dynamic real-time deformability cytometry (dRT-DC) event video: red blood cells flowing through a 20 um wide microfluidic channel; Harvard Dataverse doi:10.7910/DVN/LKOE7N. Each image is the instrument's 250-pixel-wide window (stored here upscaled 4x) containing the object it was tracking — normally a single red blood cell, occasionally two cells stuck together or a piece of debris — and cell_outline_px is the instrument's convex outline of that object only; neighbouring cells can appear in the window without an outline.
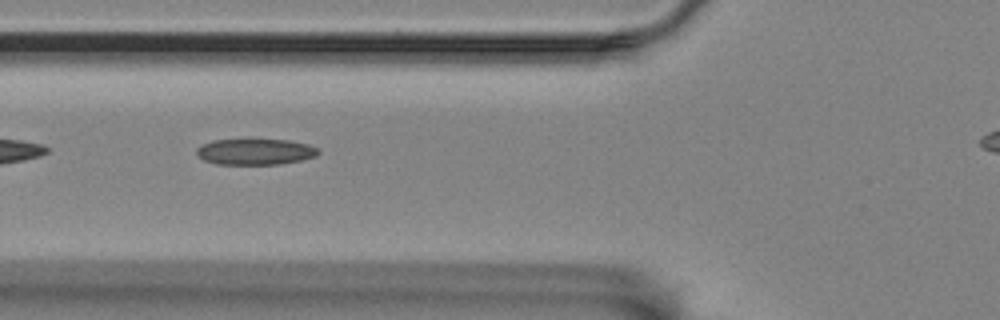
{"species": "Egyptian fruit bat (a non-hibernating species)", "species_latin": "Rousettus aegyptiacus", "temperature_condition": "room temperature", "stored_images_in_passage": 20, "camera_frame_rate_fps": 3000, "um_per_image_px": 0.085, "animal": {"sex": "female"}, "frame": {"image": 1, "passage_image": 6, "time_ms": 1.667, "image_size_px": [1000, 320], "cell_outline_px": [[320, 152], [316, 156], [300, 160], [280, 164], [216, 164], [204, 160], [196, 152], [196, 148], [200, 144], [212, 140], [248, 136], [288, 140], [308, 144], [316, 148]], "centroid_in_image_um": [21.64, 12.83], "position_along_channel_um": 104.2, "area_um2": 19.42}}
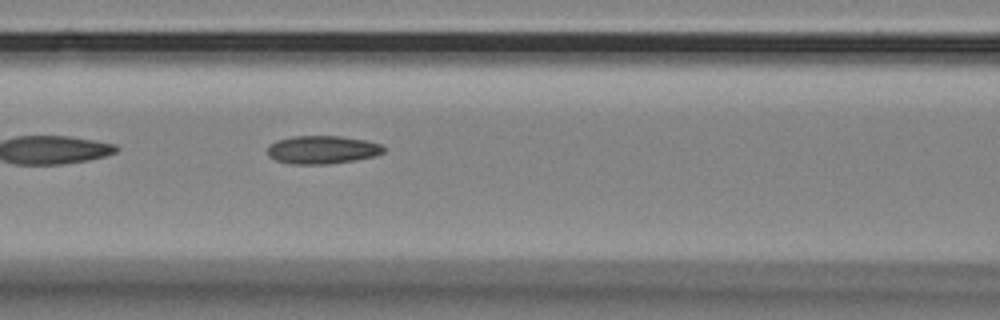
{"frame": {"image": 2, "passage_image": 9, "time_ms": 2.667, "image_size_px": [1000, 320], "cell_outline_px": [[384, 152], [376, 156], [356, 160], [328, 164], [292, 164], [276, 160], [268, 156], [268, 148], [276, 140], [292, 136], [340, 136], [368, 140], [380, 144], [384, 148]], "centroid_in_image_um": [27.42, 12.72], "position_along_channel_um": 139.2, "area_um2": 19.13}}